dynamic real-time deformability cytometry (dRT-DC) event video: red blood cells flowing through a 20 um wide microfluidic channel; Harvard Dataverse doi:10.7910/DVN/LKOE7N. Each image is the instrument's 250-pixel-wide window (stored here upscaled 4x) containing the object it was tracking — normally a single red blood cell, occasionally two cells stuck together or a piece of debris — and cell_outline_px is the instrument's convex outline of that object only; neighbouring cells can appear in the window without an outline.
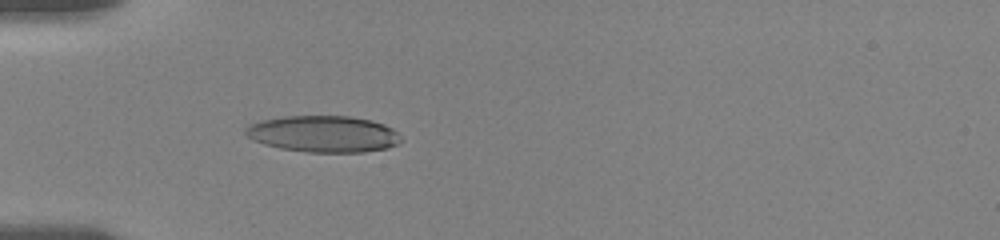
{"species": "human", "species_latin": "Homo sapiens", "temperature_condition": "room temperature", "stored_images_in_passage": 56, "camera_frame_rate_fps": 3000, "um_per_image_px": 0.085, "donor": {"sex": "female"}, "frame": {"image": 1, "passage_image": 18, "time_ms": 5.667, "image_size_px": [1000, 240], "cell_outline_px": [[404, 140], [388, 148], [364, 152], [308, 152], [280, 148], [264, 144], [252, 140], [244, 132], [244, 128], [248, 124], [260, 120], [284, 116], [348, 116], [372, 120], [384, 124], [392, 128]], "centroid_in_image_um": [27.47, 11.38], "position_along_channel_um": 57.5, "area_um2": 33.29}}
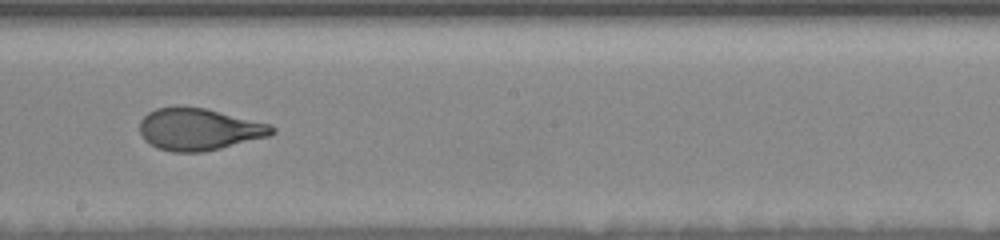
{"frame": {"image": 2, "passage_image": 33, "time_ms": 10.667, "image_size_px": [1000, 240], "cell_outline_px": [[276, 132], [268, 136], [204, 152], [172, 152], [156, 148], [144, 140], [140, 132], [140, 120], [148, 112], [156, 108], [176, 104], [180, 104], [204, 108], [272, 124], [276, 128]], "centroid_in_image_um": [16.88, 10.96], "position_along_channel_um": 231.3, "area_um2": 32.83}}
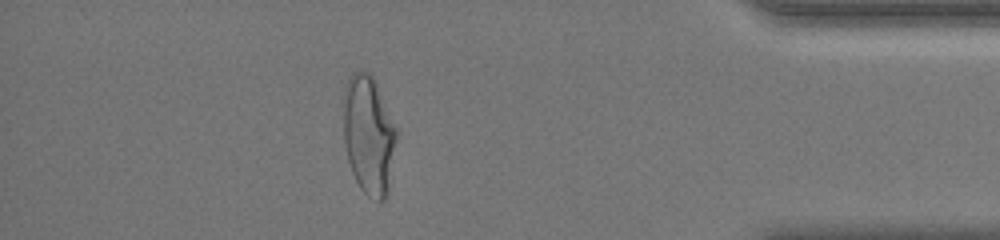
{"frame": {"image": 3, "passage_image": 50, "time_ms": 16.333, "image_size_px": [1000, 240], "cell_outline_px": [[396, 140], [388, 192], [384, 200], [380, 200], [368, 196], [360, 188], [352, 172], [348, 160], [344, 144], [344, 88], [352, 72], [368, 72], [376, 80], [396, 128]], "centroid_in_image_um": [31.33, 11.46], "position_along_channel_um": 403.9, "area_um2": 36.53}, "authors_computed_cell_mechanics": {"area_um2": 33.4084, "velocity_mm_per_s": 3.6324, "shape_relaxation_time_tau1_ms": 6.3966, "shape_relaxation_time_tau2_ms": 0.8156, "deformation_change_tau1": 0.2193, "deformation_change_tau2": 0.0711}}